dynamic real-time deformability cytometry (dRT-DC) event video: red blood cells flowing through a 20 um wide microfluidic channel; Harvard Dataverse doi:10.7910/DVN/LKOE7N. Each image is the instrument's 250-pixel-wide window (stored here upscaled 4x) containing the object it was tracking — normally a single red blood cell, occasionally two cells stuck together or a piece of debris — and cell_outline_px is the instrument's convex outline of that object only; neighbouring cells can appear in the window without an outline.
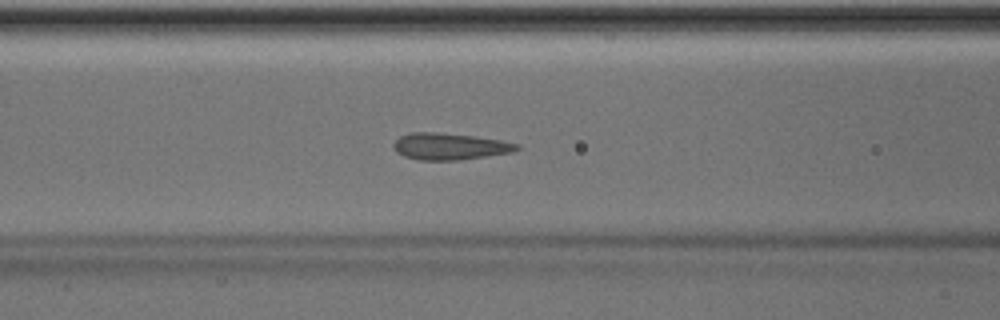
{"species": "Egyptian fruit bat (a non-hibernating species)", "species_latin": "Rousettus aegyptiacus", "temperature_condition": "room temperature", "stored_images_in_passage": 50, "camera_frame_rate_fps": 3000, "um_per_image_px": 0.085, "animal": {"sex": "male"}, "frame": {"image": 1, "passage_image": 20, "time_ms": 6.333, "image_size_px": [1000, 320], "cell_outline_px": [[520, 148], [512, 152], [460, 160], [420, 160], [404, 156], [396, 152], [392, 144], [400, 136], [412, 132], [432, 132], [472, 136], [500, 140], [520, 144]], "centroid_in_image_um": [38.21, 12.45], "position_along_channel_um": 128.4, "area_um2": 19.02}}
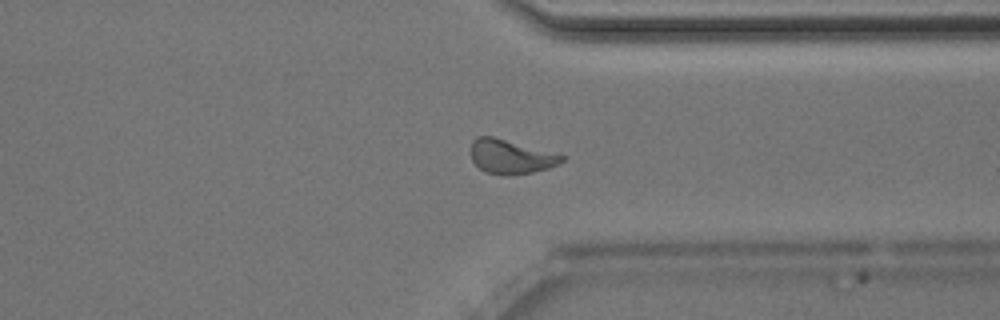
{"frame": {"image": 2, "passage_image": 38, "time_ms": 12.333, "image_size_px": [1000, 320], "cell_outline_px": [[564, 160], [548, 168], [532, 172], [484, 172], [472, 160], [472, 140], [476, 136], [492, 136], [564, 156]], "centroid_in_image_um": [43.37, 13.27], "position_along_channel_um": 368.0, "area_um2": 16.99}}
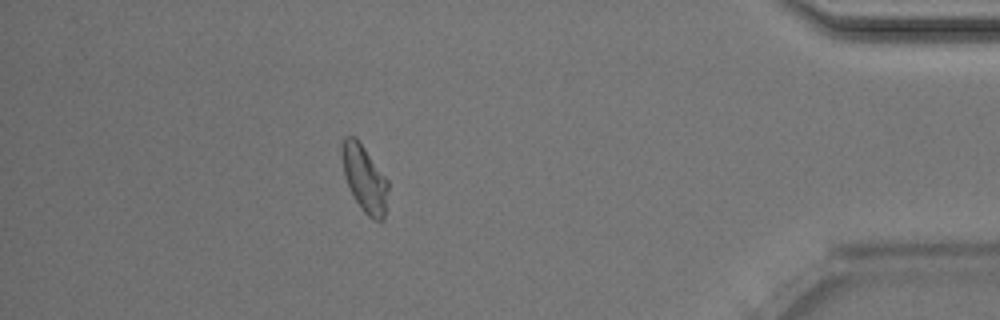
{"frame": {"image": 3, "passage_image": 44, "time_ms": 14.333, "image_size_px": [1000, 320], "cell_outline_px": [[388, 188], [384, 220], [372, 220], [364, 212], [356, 200], [348, 184], [344, 172], [340, 152], [344, 136], [356, 136], [388, 180]], "centroid_in_image_um": [30.98, 15.15], "position_along_channel_um": 404.2, "area_um2": 17.8}, "authors_computed_cell_mechanics": {"area_um2": 18.9006, "velocity_mm_per_s": 4.0008, "shape_relaxation_time_tau1_ms": null, "shape_relaxation_time_tau2_ms": 0.6028, "deformation_change_tau1": null, "deformation_change_tau2": 0.0535}}